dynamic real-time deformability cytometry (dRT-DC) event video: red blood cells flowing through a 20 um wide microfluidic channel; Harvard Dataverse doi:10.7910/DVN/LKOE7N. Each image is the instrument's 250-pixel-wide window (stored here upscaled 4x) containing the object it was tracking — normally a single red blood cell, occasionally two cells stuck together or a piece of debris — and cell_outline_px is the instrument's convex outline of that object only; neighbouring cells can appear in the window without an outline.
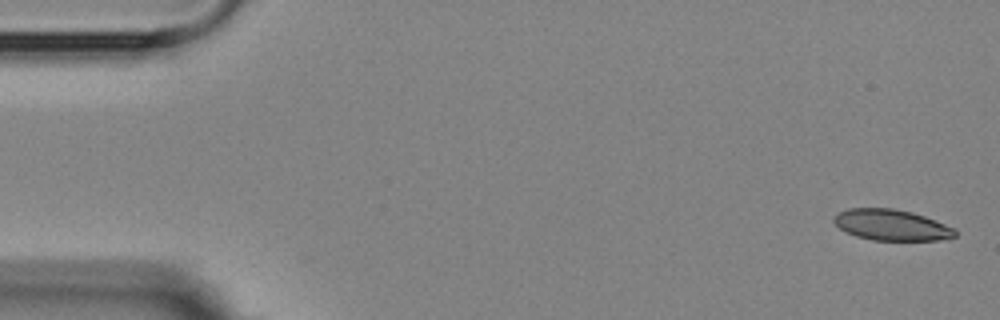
{"species": "Egyptian fruit bat (a non-hibernating species)", "species_latin": "Rousettus aegyptiacus", "temperature_condition": "room temperature", "stored_images_in_passage": 5, "camera_frame_rate_fps": 3000, "um_per_image_px": 0.085, "animal": {"sex": "female"}, "frame": {"image": 1, "passage_image": 1, "time_ms": 0.0, "image_size_px": [1000, 320], "cell_outline_px": [[956, 236], [940, 240], [872, 240], [856, 236], [844, 232], [832, 220], [840, 212], [848, 208], [892, 208], [912, 212], [924, 216], [956, 228]], "centroid_in_image_um": [75.79, 19.13], "position_along_channel_um": 9.2, "area_um2": 21.85}}
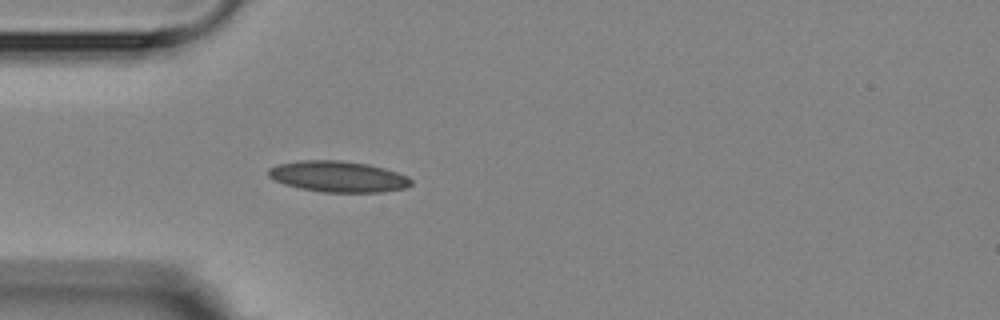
{"frame": {"image": 2, "passage_image": 5, "time_ms": 4.667, "image_size_px": [1000, 320], "cell_outline_px": [[412, 184], [404, 188], [380, 192], [324, 192], [300, 188], [284, 184], [268, 176], [268, 168], [276, 164], [296, 160], [340, 160], [368, 164], [384, 168], [408, 176], [412, 180]], "centroid_in_image_um": [28.71, 14.99], "position_along_channel_um": 56.3, "area_um2": 25.84}}